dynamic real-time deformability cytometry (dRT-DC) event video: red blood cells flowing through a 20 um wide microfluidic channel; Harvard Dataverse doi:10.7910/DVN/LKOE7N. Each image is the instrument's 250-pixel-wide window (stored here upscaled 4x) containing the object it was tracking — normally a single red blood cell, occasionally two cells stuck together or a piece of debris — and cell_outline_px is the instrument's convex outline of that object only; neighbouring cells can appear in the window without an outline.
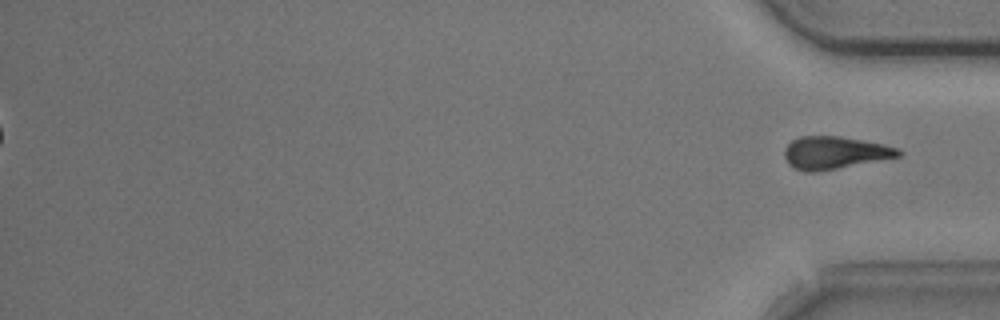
{"species": "common noctule bat (a hibernating species)", "species_latin": "Nyctalus noctula", "temperature_condition": "cold", "stored_images_in_passage": 56, "segment_of_instrument_passage": [2, 2], "camera_frame_rate_fps": 3000, "um_per_image_px": 0.085, "animal": {"sex": "male", "body_mass_g": 20.5, "forearm_length_mm": 52.5}, "frame": {"image": 1, "passage_image": 56, "time_ms": 18.333, "image_size_px": [1000, 320], "cell_outline_px": [[904, 152], [900, 156], [816, 172], [804, 172], [792, 168], [788, 164], [784, 156], [784, 148], [792, 140], [800, 136], [840, 136], [884, 144], [900, 148]], "centroid_in_image_um": [70.93, 12.98], "position_along_channel_um": 364.3, "area_um2": 21.73}}